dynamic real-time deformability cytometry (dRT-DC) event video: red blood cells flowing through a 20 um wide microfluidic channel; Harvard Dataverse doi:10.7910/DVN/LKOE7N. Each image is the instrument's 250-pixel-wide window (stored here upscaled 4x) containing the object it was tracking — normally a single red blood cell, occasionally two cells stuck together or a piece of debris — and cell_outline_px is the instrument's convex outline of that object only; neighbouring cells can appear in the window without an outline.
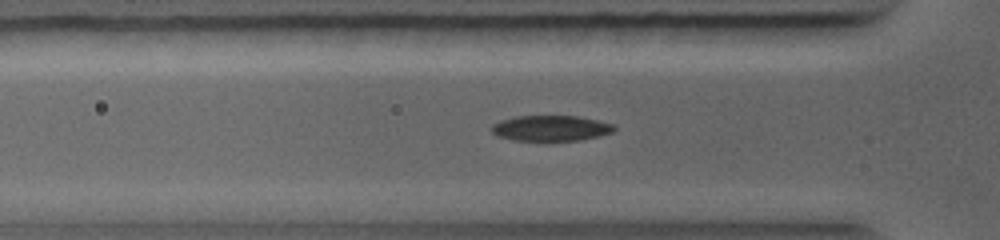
{"species": "common noctule bat (a hibernating species)", "species_latin": "Nyctalus noctula", "temperature_condition": "warm", "stored_images_in_passage": 25, "camera_frame_rate_fps": 5000, "um_per_image_px": 0.085, "animal": {"sex": "female", "body_mass_g": 19.0, "forearm_length_mm": 56.7}, "frame": {"image": 1, "passage_image": 5, "time_ms": 1.8, "image_size_px": [1000, 240], "cell_outline_px": [[616, 128], [612, 132], [580, 140], [548, 144], [516, 140], [500, 136], [492, 132], [492, 124], [500, 120], [516, 116], [576, 116], [596, 120], [612, 124]], "centroid_in_image_um": [46.79, 10.94], "position_along_channel_um": 79.0, "area_um2": 18.79}}
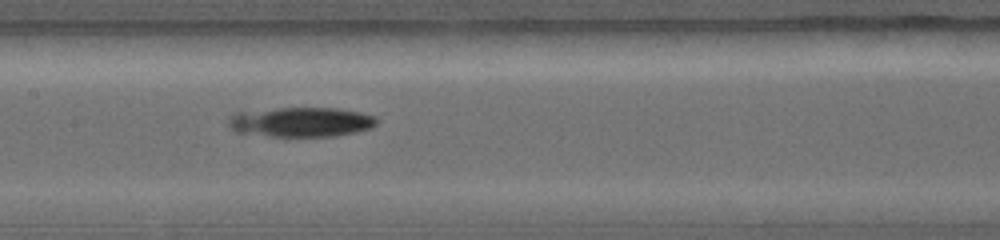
{"frame": {"image": 2, "passage_image": 11, "time_ms": 5.6, "image_size_px": [1000, 240], "cell_outline_px": [[380, 120], [372, 128], [356, 132], [336, 136], [268, 136], [236, 132], [228, 124], [228, 116], [236, 112], [276, 108], [336, 108], [360, 112], [376, 116]], "centroid_in_image_um": [25.6, 10.37], "position_along_channel_um": 181.8, "area_um2": 25.89}}
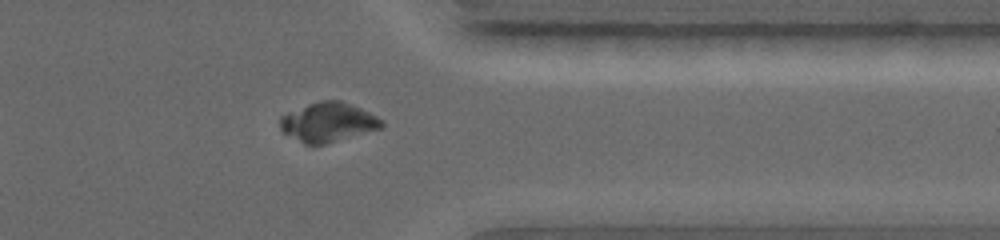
{"frame": {"image": 3, "passage_image": 21, "time_ms": 9.6, "image_size_px": [1000, 240], "cell_outline_px": [[384, 124], [380, 128], [324, 144], [304, 144], [284, 132], [280, 128], [280, 116], [288, 112], [308, 104], [320, 100], [340, 100], [360, 108], [384, 120]], "centroid_in_image_um": [27.87, 10.37], "position_along_channel_um": 383.5, "area_um2": 22.89}}